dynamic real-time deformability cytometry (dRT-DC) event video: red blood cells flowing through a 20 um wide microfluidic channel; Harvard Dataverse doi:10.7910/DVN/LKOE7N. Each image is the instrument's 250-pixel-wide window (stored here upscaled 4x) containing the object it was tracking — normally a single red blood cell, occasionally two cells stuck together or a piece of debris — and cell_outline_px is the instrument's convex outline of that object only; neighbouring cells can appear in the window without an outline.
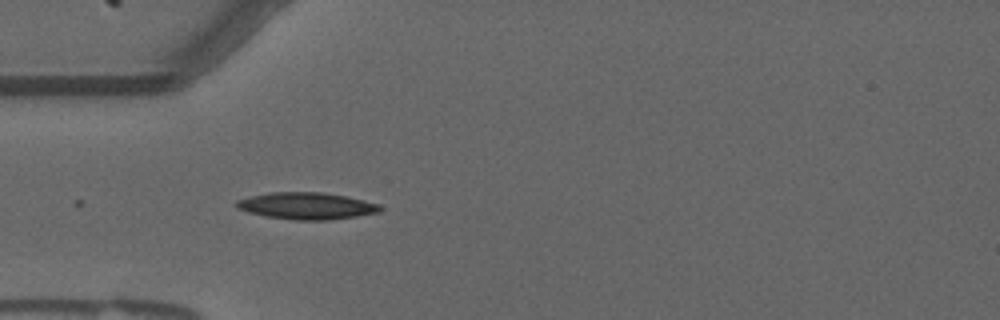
{"species": "common noctule bat (a hibernating species)", "species_latin": "Nyctalus noctula", "temperature_condition": "warm", "stored_images_in_passage": 7, "camera_frame_rate_fps": 3000, "um_per_image_px": 0.085, "animal": {"sex": "male", "forearm_length_mm": 52.5}, "frame": {"image": 1, "passage_image": 1, "time_ms": 0.0, "image_size_px": [1000, 320], "cell_outline_px": [[380, 212], [356, 216], [328, 220], [296, 220], [264, 216], [248, 212], [236, 208], [236, 200], [248, 196], [272, 192], [320, 192], [344, 196], [364, 200], [380, 204]], "centroid_in_image_um": [26.02, 17.5], "position_along_channel_um": 59.0, "area_um2": 22.43}}